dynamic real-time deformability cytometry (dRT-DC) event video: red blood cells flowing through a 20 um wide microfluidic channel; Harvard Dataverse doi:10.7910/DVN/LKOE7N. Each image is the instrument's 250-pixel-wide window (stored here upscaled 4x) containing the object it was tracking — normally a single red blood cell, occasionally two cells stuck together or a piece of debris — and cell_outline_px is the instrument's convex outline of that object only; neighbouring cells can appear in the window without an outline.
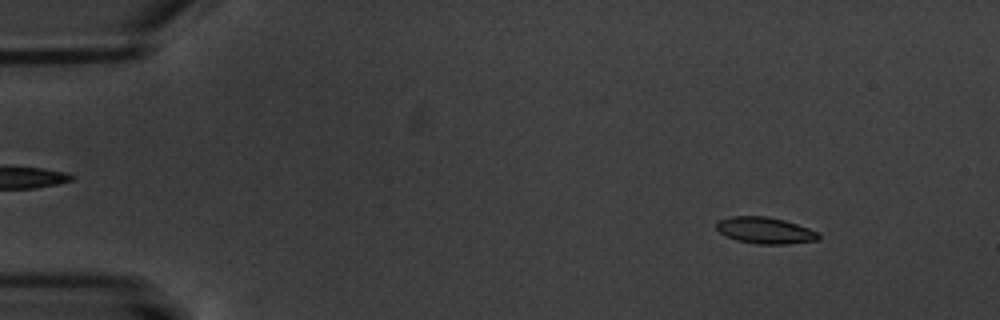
{"species": "common noctule bat (a hibernating species)", "species_latin": "Nyctalus noctula", "temperature_condition": "warm", "stored_images_in_passage": 15, "camera_frame_rate_fps": 3000, "um_per_image_px": 0.085, "animal": {"sex": "male", "body_mass_g": 20.1, "forearm_length_mm": 53.5}, "frame": {"image": 1, "passage_image": 1, "time_ms": 0.0, "image_size_px": [1000, 320], "cell_outline_px": [[820, 240], [788, 244], [756, 244], [736, 240], [724, 236], [716, 228], [716, 224], [720, 220], [732, 216], [768, 216], [784, 220], [808, 228], [816, 232], [820, 236]], "centroid_in_image_um": [65.02, 19.59], "position_along_channel_um": 20.0, "area_um2": 15.78}}
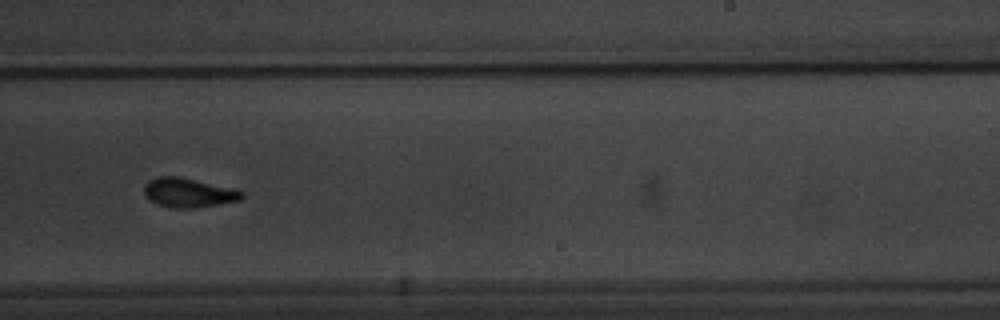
{"frame": {"image": 2, "passage_image": 9, "time_ms": 10.333, "image_size_px": [1000, 320], "cell_outline_px": [[244, 196], [240, 200], [220, 204], [192, 208], [172, 208], [156, 204], [148, 200], [144, 196], [144, 184], [148, 180], [156, 176], [176, 176], [236, 188], [244, 192]], "centroid_in_image_um": [16.0, 16.38], "position_along_channel_um": 273.0, "area_um2": 16.99}}
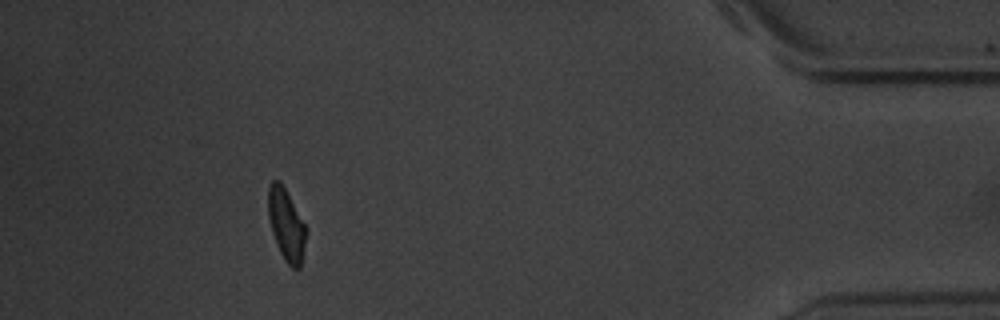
{"frame": {"image": 3, "passage_image": 14, "time_ms": 16.0, "image_size_px": [1000, 320], "cell_outline_px": [[304, 244], [300, 268], [292, 268], [284, 260], [276, 244], [272, 232], [268, 216], [268, 188], [272, 180], [280, 180], [304, 224]], "centroid_in_image_um": [24.28, 19.09], "position_along_channel_um": 410.9, "area_um2": 15.32}, "authors_computed_cell_mechanics": {"area_um2": 16.1262, "velocity_mm_per_s": 3.3692, "shape_relaxation_time_tau1_ms": 2.7722, "shape_relaxation_time_tau2_ms": 1.7315, "deformation_change_tau1": 0.1107, "deformation_change_tau2": 0.0471}}